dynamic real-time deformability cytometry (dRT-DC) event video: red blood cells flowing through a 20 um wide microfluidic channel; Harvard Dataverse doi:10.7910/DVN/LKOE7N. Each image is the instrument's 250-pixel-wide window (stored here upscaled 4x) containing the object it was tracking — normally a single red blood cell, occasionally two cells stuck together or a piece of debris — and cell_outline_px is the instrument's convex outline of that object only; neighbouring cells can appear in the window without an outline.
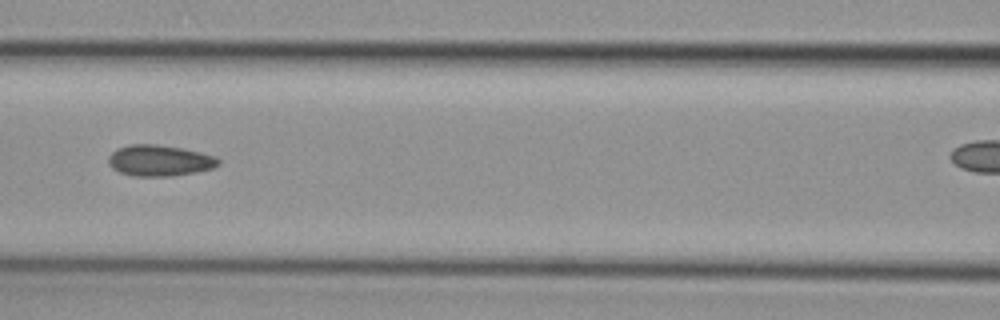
{"species": "common noctule bat (a hibernating species)", "species_latin": "Nyctalus noctula", "temperature_condition": "cold", "stored_images_in_passage": 6, "camera_frame_rate_fps": 3000, "um_per_image_px": 0.085, "animal": {"sex": "female", "body_mass_g": 29.2, "forearm_length_mm": 56.3}, "frame": {"image": 1, "passage_image": 3, "time_ms": 0.667, "image_size_px": [1000, 320], "cell_outline_px": [[220, 164], [212, 168], [196, 172], [172, 176], [132, 176], [120, 172], [112, 168], [108, 164], [108, 156], [116, 148], [128, 144], [156, 144], [180, 148], [200, 152], [216, 156], [220, 160]], "centroid_in_image_um": [13.54, 13.64], "position_along_channel_um": 153.1, "area_um2": 20.06}}
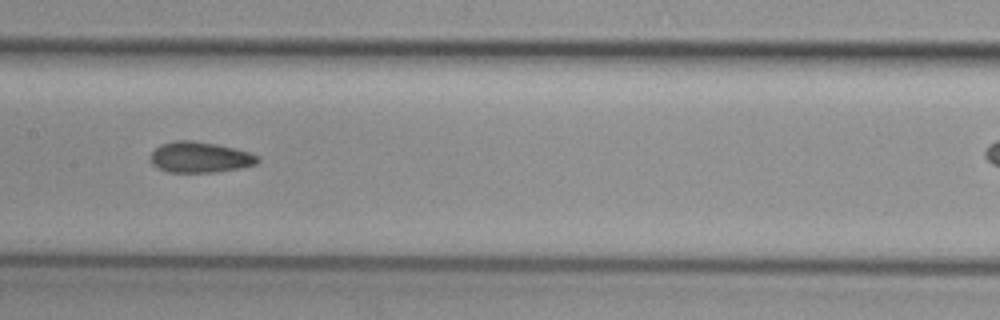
{"frame": {"image": 2, "passage_image": 4, "time_ms": 1.0, "image_size_px": [1000, 320], "cell_outline_px": [[260, 160], [256, 164], [240, 168], [216, 172], [168, 172], [152, 164], [148, 160], [148, 156], [160, 144], [172, 140], [192, 140], [216, 144], [248, 152], [260, 156]], "centroid_in_image_um": [16.96, 13.36], "position_along_channel_um": 190.4, "area_um2": 19.36}}